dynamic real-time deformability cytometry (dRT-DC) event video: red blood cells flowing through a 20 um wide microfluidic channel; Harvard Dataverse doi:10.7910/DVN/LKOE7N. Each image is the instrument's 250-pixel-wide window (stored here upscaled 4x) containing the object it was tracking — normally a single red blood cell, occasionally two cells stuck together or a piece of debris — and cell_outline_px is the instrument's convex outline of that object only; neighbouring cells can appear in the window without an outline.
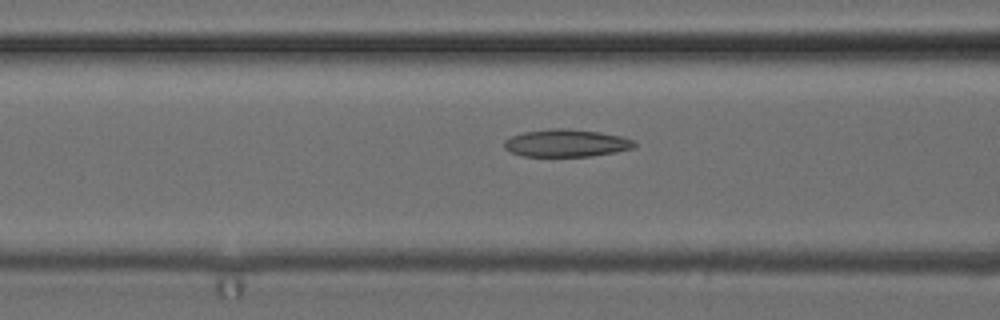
{"species": "common noctule bat (a hibernating species)", "species_latin": "Nyctalus noctula", "temperature_condition": "cold", "stored_images_in_passage": 52, "camera_frame_rate_fps": 3000, "um_per_image_px": 0.085, "animal": {"sex": "female", "body_mass_g": 24.6, "forearm_length_mm": 56.2}, "frame": {"image": 1, "passage_image": 21, "time_ms": 6.667, "image_size_px": [1000, 320], "cell_outline_px": [[636, 148], [616, 152], [592, 156], [524, 156], [512, 152], [504, 148], [504, 140], [512, 136], [524, 132], [548, 128], [564, 128], [600, 132], [620, 136], [632, 140], [636, 144]], "centroid_in_image_um": [48.14, 12.16], "position_along_channel_um": 118.5, "area_um2": 20.87}}
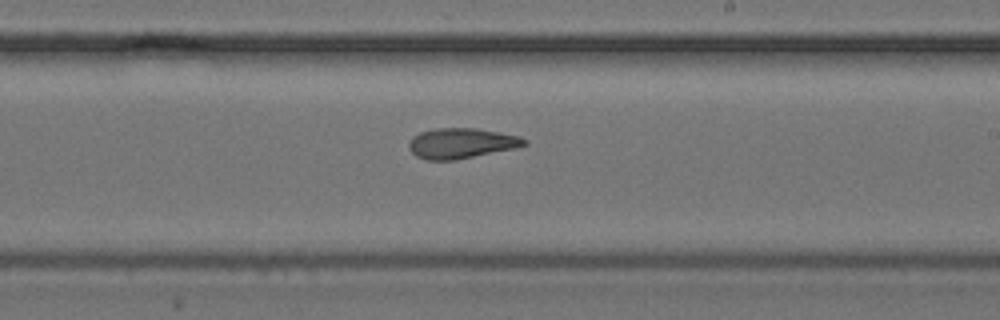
{"frame": {"image": 2, "passage_image": 31, "time_ms": 10.0, "image_size_px": [1000, 320], "cell_outline_px": [[528, 144], [516, 148], [456, 160], [428, 160], [416, 156], [408, 148], [408, 144], [412, 136], [420, 132], [436, 128], [476, 128], [520, 136], [528, 140]], "centroid_in_image_um": [39.22, 12.18], "position_along_channel_um": 249.8, "area_um2": 20.52}}
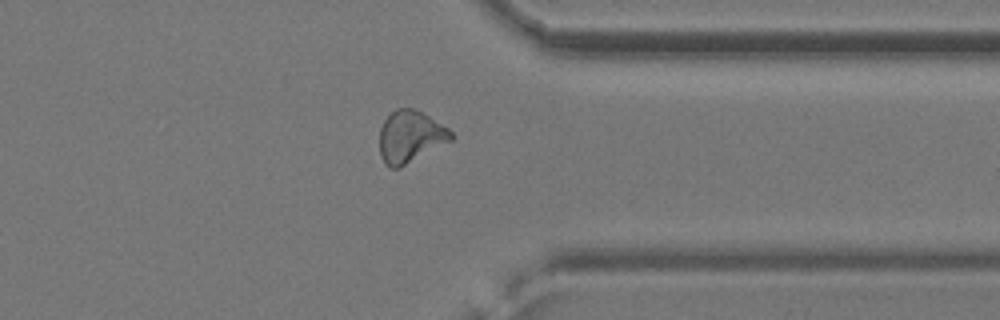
{"frame": {"image": 3, "passage_image": 41, "time_ms": 13.333, "image_size_px": [1000, 320], "cell_outline_px": [[452, 140], [400, 168], [392, 168], [384, 164], [380, 156], [380, 128], [384, 120], [396, 108], [412, 108], [428, 116], [448, 128], [452, 132]], "centroid_in_image_um": [34.85, 11.64], "position_along_channel_um": 376.5, "area_um2": 21.5}, "authors_computed_cell_mechanics": {"area_um2": 21.2415, "velocity_mm_per_s": 3.9365, "shape_relaxation_time_tau1_ms": 4.2905, "shape_relaxation_time_tau2_ms": 3.6599, "deformation_change_tau1": 0.127, "deformation_change_tau2": 0.1074}}